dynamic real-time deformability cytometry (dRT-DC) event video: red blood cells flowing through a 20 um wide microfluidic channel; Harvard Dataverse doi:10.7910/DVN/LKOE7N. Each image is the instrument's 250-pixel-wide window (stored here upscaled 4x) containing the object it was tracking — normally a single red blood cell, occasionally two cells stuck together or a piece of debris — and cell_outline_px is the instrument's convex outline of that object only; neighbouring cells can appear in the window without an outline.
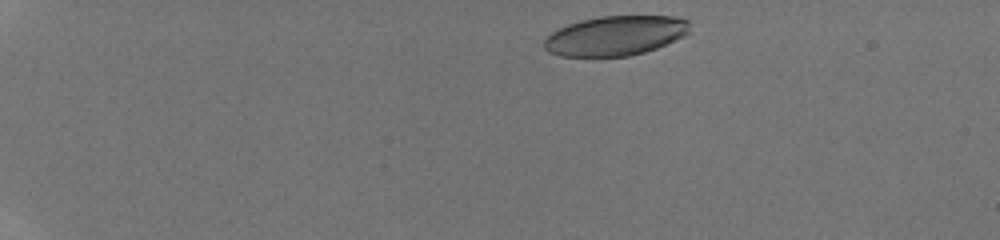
{"species": "human", "species_latin": "Homo sapiens", "temperature_condition": "room temperature", "stored_images_in_passage": 32, "camera_frame_rate_fps": 3000, "um_per_image_px": 0.085, "donor": {"sex": "male"}, "frame": {"image": 1, "passage_image": 2, "time_ms": 0.333, "image_size_px": [1000, 240], "cell_outline_px": [[688, 32], [684, 36], [676, 40], [656, 48], [644, 52], [628, 56], [560, 56], [548, 52], [544, 48], [544, 40], [552, 32], [568, 24], [580, 20], [600, 16], [672, 16], [688, 20]], "centroid_in_image_um": [52.29, 3.03], "position_along_channel_um": 32.7, "area_um2": 33.52}}
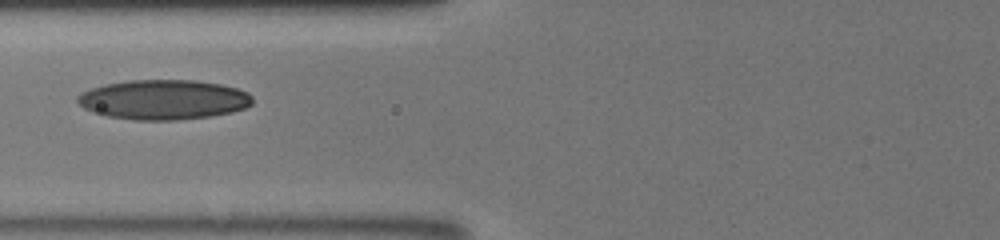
{"frame": {"image": 2, "passage_image": 12, "time_ms": 5.0, "image_size_px": [1000, 240], "cell_outline_px": [[252, 104], [244, 108], [232, 112], [212, 116], [176, 120], [136, 120], [108, 116], [92, 112], [84, 108], [76, 100], [76, 96], [92, 88], [104, 84], [128, 80], [196, 80], [220, 84], [236, 88], [248, 92], [252, 96]], "centroid_in_image_um": [13.91, 8.47], "position_along_channel_um": 111.9, "area_um2": 40.63}}
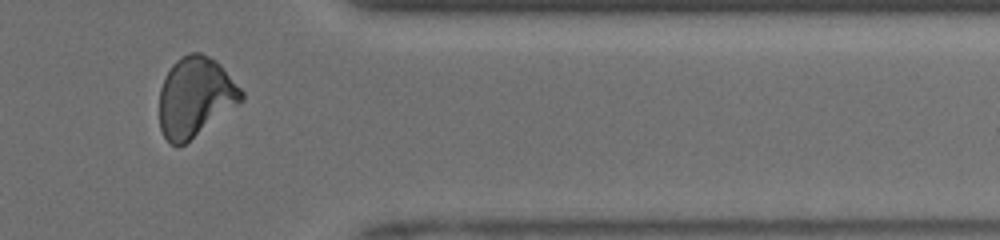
{"frame": {"image": 3, "passage_image": 27, "time_ms": 12.0, "image_size_px": [1000, 240], "cell_outline_px": [[244, 100], [184, 144], [172, 144], [164, 136], [160, 128], [160, 88], [172, 64], [176, 60], [188, 52], [200, 52], [216, 60], [220, 64], [244, 92]], "centroid_in_image_um": [16.61, 8.21], "position_along_channel_um": 394.8, "area_um2": 37.74}, "authors_computed_cell_mechanics": {"area_um2": 37.7723, "velocity_mm_per_s": 4.1387, "shape_relaxation_time_tau1_ms": 5.8931, "shape_relaxation_time_tau2_ms": 2.2338, "deformation_change_tau1": 0.1935, "deformation_change_tau2": 0.0818}}